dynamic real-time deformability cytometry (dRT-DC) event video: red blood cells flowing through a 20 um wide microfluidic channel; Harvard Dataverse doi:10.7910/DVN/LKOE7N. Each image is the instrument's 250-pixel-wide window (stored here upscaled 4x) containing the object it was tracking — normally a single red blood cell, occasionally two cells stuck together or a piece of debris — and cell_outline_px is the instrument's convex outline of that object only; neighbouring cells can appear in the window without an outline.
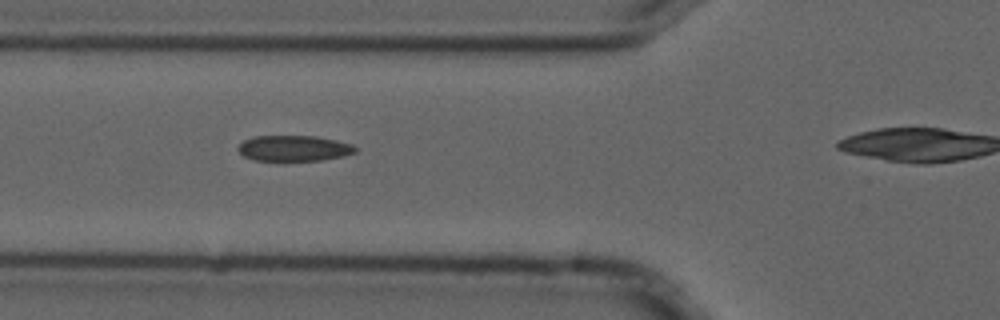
{"species": "common noctule bat (a hibernating species)", "species_latin": "Nyctalus noctula", "temperature_condition": "cold", "stored_images_in_passage": 5, "camera_frame_rate_fps": 3000, "um_per_image_px": 0.085, "animal": {"sex": "male", "forearm_length_mm": 52.5}, "frame": {"image": 1, "passage_image": 3, "time_ms": 0.667, "image_size_px": [1000, 320], "cell_outline_px": [[356, 152], [344, 156], [320, 160], [252, 160], [244, 156], [236, 148], [244, 140], [252, 136], [316, 136], [336, 140], [352, 144], [356, 148]], "centroid_in_image_um": [24.97, 12.59], "position_along_channel_um": 100.8, "area_um2": 17.51}}
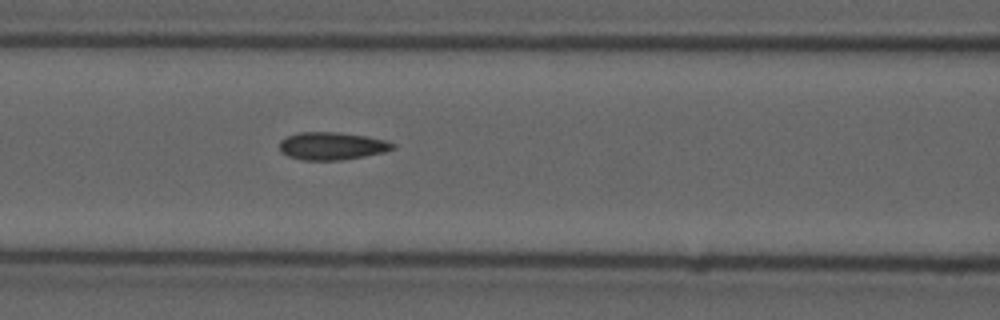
{"frame": {"image": 2, "passage_image": 4, "time_ms": 1.0, "image_size_px": [1000, 320], "cell_outline_px": [[396, 148], [384, 152], [364, 156], [340, 160], [304, 160], [288, 156], [280, 152], [280, 140], [288, 136], [300, 132], [336, 132], [368, 136], [384, 140], [396, 144]], "centroid_in_image_um": [28.22, 12.4], "position_along_channel_um": 138.4, "area_um2": 18.26}}